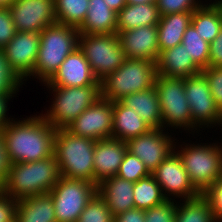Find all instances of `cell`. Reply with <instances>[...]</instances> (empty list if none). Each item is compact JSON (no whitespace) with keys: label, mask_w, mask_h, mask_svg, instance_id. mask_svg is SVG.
Masks as SVG:
<instances>
[{"label":"cell","mask_w":222,"mask_h":222,"mask_svg":"<svg viewBox=\"0 0 222 222\" xmlns=\"http://www.w3.org/2000/svg\"><path fill=\"white\" fill-rule=\"evenodd\" d=\"M127 150L125 141L112 137L95 142L94 184L117 175Z\"/></svg>","instance_id":"d6986e66"},{"label":"cell","mask_w":222,"mask_h":222,"mask_svg":"<svg viewBox=\"0 0 222 222\" xmlns=\"http://www.w3.org/2000/svg\"><path fill=\"white\" fill-rule=\"evenodd\" d=\"M78 47L85 55L98 81L115 72L127 59L117 33H80Z\"/></svg>","instance_id":"ba28073f"},{"label":"cell","mask_w":222,"mask_h":222,"mask_svg":"<svg viewBox=\"0 0 222 222\" xmlns=\"http://www.w3.org/2000/svg\"><path fill=\"white\" fill-rule=\"evenodd\" d=\"M17 200L0 190V222H15Z\"/></svg>","instance_id":"60d3db41"},{"label":"cell","mask_w":222,"mask_h":222,"mask_svg":"<svg viewBox=\"0 0 222 222\" xmlns=\"http://www.w3.org/2000/svg\"><path fill=\"white\" fill-rule=\"evenodd\" d=\"M157 7L160 15L164 16L171 13L194 11L203 2L199 0H157Z\"/></svg>","instance_id":"74e56055"},{"label":"cell","mask_w":222,"mask_h":222,"mask_svg":"<svg viewBox=\"0 0 222 222\" xmlns=\"http://www.w3.org/2000/svg\"><path fill=\"white\" fill-rule=\"evenodd\" d=\"M49 193L54 202L56 222H76L97 193V185L61 176Z\"/></svg>","instance_id":"30bf717a"},{"label":"cell","mask_w":222,"mask_h":222,"mask_svg":"<svg viewBox=\"0 0 222 222\" xmlns=\"http://www.w3.org/2000/svg\"><path fill=\"white\" fill-rule=\"evenodd\" d=\"M117 13L109 8L104 0H89V8L79 33H117Z\"/></svg>","instance_id":"d4e9b609"},{"label":"cell","mask_w":222,"mask_h":222,"mask_svg":"<svg viewBox=\"0 0 222 222\" xmlns=\"http://www.w3.org/2000/svg\"><path fill=\"white\" fill-rule=\"evenodd\" d=\"M150 174L145 164L127 150L116 176L134 183Z\"/></svg>","instance_id":"836d02e7"},{"label":"cell","mask_w":222,"mask_h":222,"mask_svg":"<svg viewBox=\"0 0 222 222\" xmlns=\"http://www.w3.org/2000/svg\"><path fill=\"white\" fill-rule=\"evenodd\" d=\"M61 175L55 155L27 163L10 165L1 190L14 200L49 193Z\"/></svg>","instance_id":"7a4b0ae2"},{"label":"cell","mask_w":222,"mask_h":222,"mask_svg":"<svg viewBox=\"0 0 222 222\" xmlns=\"http://www.w3.org/2000/svg\"><path fill=\"white\" fill-rule=\"evenodd\" d=\"M110 9L118 13L126 4L127 0H104Z\"/></svg>","instance_id":"bcb514c9"},{"label":"cell","mask_w":222,"mask_h":222,"mask_svg":"<svg viewBox=\"0 0 222 222\" xmlns=\"http://www.w3.org/2000/svg\"><path fill=\"white\" fill-rule=\"evenodd\" d=\"M12 97H15L14 94H4L0 95V130L12 119L8 118V115H6L7 111L9 110L8 102Z\"/></svg>","instance_id":"f6af8a7d"},{"label":"cell","mask_w":222,"mask_h":222,"mask_svg":"<svg viewBox=\"0 0 222 222\" xmlns=\"http://www.w3.org/2000/svg\"><path fill=\"white\" fill-rule=\"evenodd\" d=\"M156 66L158 75L165 77L187 78L201 73L182 44L161 51Z\"/></svg>","instance_id":"44dd1931"},{"label":"cell","mask_w":222,"mask_h":222,"mask_svg":"<svg viewBox=\"0 0 222 222\" xmlns=\"http://www.w3.org/2000/svg\"><path fill=\"white\" fill-rule=\"evenodd\" d=\"M157 75L155 62L126 59L101 81V97L111 102L119 101L126 95L154 87Z\"/></svg>","instance_id":"5b68a950"},{"label":"cell","mask_w":222,"mask_h":222,"mask_svg":"<svg viewBox=\"0 0 222 222\" xmlns=\"http://www.w3.org/2000/svg\"><path fill=\"white\" fill-rule=\"evenodd\" d=\"M191 25L198 31L200 37L211 43L222 27V4L219 0L202 4L193 11Z\"/></svg>","instance_id":"83f0119b"},{"label":"cell","mask_w":222,"mask_h":222,"mask_svg":"<svg viewBox=\"0 0 222 222\" xmlns=\"http://www.w3.org/2000/svg\"><path fill=\"white\" fill-rule=\"evenodd\" d=\"M144 3H157V0H127V4H144Z\"/></svg>","instance_id":"7dc6e473"},{"label":"cell","mask_w":222,"mask_h":222,"mask_svg":"<svg viewBox=\"0 0 222 222\" xmlns=\"http://www.w3.org/2000/svg\"><path fill=\"white\" fill-rule=\"evenodd\" d=\"M151 174L160 185L162 193L167 200H173L172 197L175 196L180 198L181 202L182 200L193 199L201 195L192 185L176 152H173L166 158Z\"/></svg>","instance_id":"9a60e30c"},{"label":"cell","mask_w":222,"mask_h":222,"mask_svg":"<svg viewBox=\"0 0 222 222\" xmlns=\"http://www.w3.org/2000/svg\"><path fill=\"white\" fill-rule=\"evenodd\" d=\"M210 84V91L222 113V67H207L201 71Z\"/></svg>","instance_id":"f35d334b"},{"label":"cell","mask_w":222,"mask_h":222,"mask_svg":"<svg viewBox=\"0 0 222 222\" xmlns=\"http://www.w3.org/2000/svg\"><path fill=\"white\" fill-rule=\"evenodd\" d=\"M209 66L222 67V27L217 37L210 43Z\"/></svg>","instance_id":"b9f144b4"},{"label":"cell","mask_w":222,"mask_h":222,"mask_svg":"<svg viewBox=\"0 0 222 222\" xmlns=\"http://www.w3.org/2000/svg\"><path fill=\"white\" fill-rule=\"evenodd\" d=\"M79 31L77 28L54 24L40 32L37 61L34 66V78L43 84L60 67L66 57L78 47Z\"/></svg>","instance_id":"277c9868"},{"label":"cell","mask_w":222,"mask_h":222,"mask_svg":"<svg viewBox=\"0 0 222 222\" xmlns=\"http://www.w3.org/2000/svg\"><path fill=\"white\" fill-rule=\"evenodd\" d=\"M160 18L156 3L126 4L117 13V33L141 26L157 25Z\"/></svg>","instance_id":"4316f807"},{"label":"cell","mask_w":222,"mask_h":222,"mask_svg":"<svg viewBox=\"0 0 222 222\" xmlns=\"http://www.w3.org/2000/svg\"><path fill=\"white\" fill-rule=\"evenodd\" d=\"M107 203L96 193L87 203L76 222H113Z\"/></svg>","instance_id":"d6a6232c"},{"label":"cell","mask_w":222,"mask_h":222,"mask_svg":"<svg viewBox=\"0 0 222 222\" xmlns=\"http://www.w3.org/2000/svg\"><path fill=\"white\" fill-rule=\"evenodd\" d=\"M39 43L40 33L16 31L12 40L2 49L9 68L23 84L27 77H34Z\"/></svg>","instance_id":"5bb4252c"},{"label":"cell","mask_w":222,"mask_h":222,"mask_svg":"<svg viewBox=\"0 0 222 222\" xmlns=\"http://www.w3.org/2000/svg\"><path fill=\"white\" fill-rule=\"evenodd\" d=\"M133 200L135 208L146 210L162 204L167 199L164 197L160 185L150 174L134 182Z\"/></svg>","instance_id":"f1b7e54d"},{"label":"cell","mask_w":222,"mask_h":222,"mask_svg":"<svg viewBox=\"0 0 222 222\" xmlns=\"http://www.w3.org/2000/svg\"><path fill=\"white\" fill-rule=\"evenodd\" d=\"M133 186V182L118 176L107 178L97 185V194L107 203L113 217L135 208Z\"/></svg>","instance_id":"ffe728a7"},{"label":"cell","mask_w":222,"mask_h":222,"mask_svg":"<svg viewBox=\"0 0 222 222\" xmlns=\"http://www.w3.org/2000/svg\"><path fill=\"white\" fill-rule=\"evenodd\" d=\"M44 86L52 90L54 99L47 113L41 115L55 129L66 128L101 97L100 81L83 87Z\"/></svg>","instance_id":"8992f818"},{"label":"cell","mask_w":222,"mask_h":222,"mask_svg":"<svg viewBox=\"0 0 222 222\" xmlns=\"http://www.w3.org/2000/svg\"><path fill=\"white\" fill-rule=\"evenodd\" d=\"M182 202H176L175 222H217L208 202L201 195Z\"/></svg>","instance_id":"f546056e"},{"label":"cell","mask_w":222,"mask_h":222,"mask_svg":"<svg viewBox=\"0 0 222 222\" xmlns=\"http://www.w3.org/2000/svg\"><path fill=\"white\" fill-rule=\"evenodd\" d=\"M181 44L185 46L192 61L201 71L209 67L210 43L203 40L191 24L184 32Z\"/></svg>","instance_id":"1f68e13d"},{"label":"cell","mask_w":222,"mask_h":222,"mask_svg":"<svg viewBox=\"0 0 222 222\" xmlns=\"http://www.w3.org/2000/svg\"><path fill=\"white\" fill-rule=\"evenodd\" d=\"M66 129L77 136L91 140L112 137L113 102L100 97L82 112Z\"/></svg>","instance_id":"7c38bea8"},{"label":"cell","mask_w":222,"mask_h":222,"mask_svg":"<svg viewBox=\"0 0 222 222\" xmlns=\"http://www.w3.org/2000/svg\"><path fill=\"white\" fill-rule=\"evenodd\" d=\"M15 25L8 8H0V50H2L14 37Z\"/></svg>","instance_id":"ab89813d"},{"label":"cell","mask_w":222,"mask_h":222,"mask_svg":"<svg viewBox=\"0 0 222 222\" xmlns=\"http://www.w3.org/2000/svg\"><path fill=\"white\" fill-rule=\"evenodd\" d=\"M184 88L192 122L200 128L222 126V113L215 103L205 75L201 72L184 78Z\"/></svg>","instance_id":"8fae6325"},{"label":"cell","mask_w":222,"mask_h":222,"mask_svg":"<svg viewBox=\"0 0 222 222\" xmlns=\"http://www.w3.org/2000/svg\"><path fill=\"white\" fill-rule=\"evenodd\" d=\"M119 101L133 109L152 129H162V112L155 87L126 95Z\"/></svg>","instance_id":"7402d4cb"},{"label":"cell","mask_w":222,"mask_h":222,"mask_svg":"<svg viewBox=\"0 0 222 222\" xmlns=\"http://www.w3.org/2000/svg\"><path fill=\"white\" fill-rule=\"evenodd\" d=\"M166 200L162 204L145 210V222H175L176 201Z\"/></svg>","instance_id":"d590c367"},{"label":"cell","mask_w":222,"mask_h":222,"mask_svg":"<svg viewBox=\"0 0 222 222\" xmlns=\"http://www.w3.org/2000/svg\"><path fill=\"white\" fill-rule=\"evenodd\" d=\"M8 9L16 31L40 33L57 23L54 0H14Z\"/></svg>","instance_id":"2e32d148"},{"label":"cell","mask_w":222,"mask_h":222,"mask_svg":"<svg viewBox=\"0 0 222 222\" xmlns=\"http://www.w3.org/2000/svg\"><path fill=\"white\" fill-rule=\"evenodd\" d=\"M201 196L208 202L214 219L217 222H222V178L208 186Z\"/></svg>","instance_id":"8d00e7d4"},{"label":"cell","mask_w":222,"mask_h":222,"mask_svg":"<svg viewBox=\"0 0 222 222\" xmlns=\"http://www.w3.org/2000/svg\"><path fill=\"white\" fill-rule=\"evenodd\" d=\"M164 130L150 129L126 142L128 151L138 157L150 173L175 152V149H179L176 148L172 135L169 136L168 132H163Z\"/></svg>","instance_id":"4fadbf2b"},{"label":"cell","mask_w":222,"mask_h":222,"mask_svg":"<svg viewBox=\"0 0 222 222\" xmlns=\"http://www.w3.org/2000/svg\"><path fill=\"white\" fill-rule=\"evenodd\" d=\"M22 84L9 68L4 52L0 50V95L16 94L19 88L22 87Z\"/></svg>","instance_id":"e575fe53"},{"label":"cell","mask_w":222,"mask_h":222,"mask_svg":"<svg viewBox=\"0 0 222 222\" xmlns=\"http://www.w3.org/2000/svg\"><path fill=\"white\" fill-rule=\"evenodd\" d=\"M14 0H0V8H8Z\"/></svg>","instance_id":"c3c4849f"},{"label":"cell","mask_w":222,"mask_h":222,"mask_svg":"<svg viewBox=\"0 0 222 222\" xmlns=\"http://www.w3.org/2000/svg\"><path fill=\"white\" fill-rule=\"evenodd\" d=\"M97 81L85 55L77 47L44 84L60 87H83L94 85Z\"/></svg>","instance_id":"ac0fdd59"},{"label":"cell","mask_w":222,"mask_h":222,"mask_svg":"<svg viewBox=\"0 0 222 222\" xmlns=\"http://www.w3.org/2000/svg\"><path fill=\"white\" fill-rule=\"evenodd\" d=\"M201 144H186L184 147L181 145L179 146L181 150H175L183 163L192 185L200 193L222 178L221 144Z\"/></svg>","instance_id":"52a82bcc"},{"label":"cell","mask_w":222,"mask_h":222,"mask_svg":"<svg viewBox=\"0 0 222 222\" xmlns=\"http://www.w3.org/2000/svg\"><path fill=\"white\" fill-rule=\"evenodd\" d=\"M193 11L161 16L157 24L159 51L180 45L186 28L191 24Z\"/></svg>","instance_id":"484cf974"},{"label":"cell","mask_w":222,"mask_h":222,"mask_svg":"<svg viewBox=\"0 0 222 222\" xmlns=\"http://www.w3.org/2000/svg\"><path fill=\"white\" fill-rule=\"evenodd\" d=\"M15 222H56L50 193L17 200Z\"/></svg>","instance_id":"603a6c76"},{"label":"cell","mask_w":222,"mask_h":222,"mask_svg":"<svg viewBox=\"0 0 222 222\" xmlns=\"http://www.w3.org/2000/svg\"><path fill=\"white\" fill-rule=\"evenodd\" d=\"M152 129L133 109L120 101L113 102L112 138L127 142Z\"/></svg>","instance_id":"cb8c5ba5"},{"label":"cell","mask_w":222,"mask_h":222,"mask_svg":"<svg viewBox=\"0 0 222 222\" xmlns=\"http://www.w3.org/2000/svg\"><path fill=\"white\" fill-rule=\"evenodd\" d=\"M58 24L79 28L87 15L89 0H54Z\"/></svg>","instance_id":"4dcf8cb0"},{"label":"cell","mask_w":222,"mask_h":222,"mask_svg":"<svg viewBox=\"0 0 222 222\" xmlns=\"http://www.w3.org/2000/svg\"><path fill=\"white\" fill-rule=\"evenodd\" d=\"M117 35L127 59L150 60L157 63L160 55L157 25L120 31Z\"/></svg>","instance_id":"e0dca14e"},{"label":"cell","mask_w":222,"mask_h":222,"mask_svg":"<svg viewBox=\"0 0 222 222\" xmlns=\"http://www.w3.org/2000/svg\"><path fill=\"white\" fill-rule=\"evenodd\" d=\"M113 222H145V210L133 208L114 216Z\"/></svg>","instance_id":"7bdbcfd3"},{"label":"cell","mask_w":222,"mask_h":222,"mask_svg":"<svg viewBox=\"0 0 222 222\" xmlns=\"http://www.w3.org/2000/svg\"><path fill=\"white\" fill-rule=\"evenodd\" d=\"M155 89L162 112V129L183 128L194 133L198 127L192 122L191 111L184 88V78L157 75ZM166 125V126H165Z\"/></svg>","instance_id":"9c48e42d"},{"label":"cell","mask_w":222,"mask_h":222,"mask_svg":"<svg viewBox=\"0 0 222 222\" xmlns=\"http://www.w3.org/2000/svg\"><path fill=\"white\" fill-rule=\"evenodd\" d=\"M95 140L57 129L54 137V155L62 177L94 183Z\"/></svg>","instance_id":"3957f363"},{"label":"cell","mask_w":222,"mask_h":222,"mask_svg":"<svg viewBox=\"0 0 222 222\" xmlns=\"http://www.w3.org/2000/svg\"><path fill=\"white\" fill-rule=\"evenodd\" d=\"M10 165L11 163L8 159V155L5 149V144L2 135L0 133V186H2L5 183L8 177Z\"/></svg>","instance_id":"ee69618b"},{"label":"cell","mask_w":222,"mask_h":222,"mask_svg":"<svg viewBox=\"0 0 222 222\" xmlns=\"http://www.w3.org/2000/svg\"><path fill=\"white\" fill-rule=\"evenodd\" d=\"M13 120L0 130L11 164L42 160L54 155L55 129L39 114Z\"/></svg>","instance_id":"6da1fadb"}]
</instances>
